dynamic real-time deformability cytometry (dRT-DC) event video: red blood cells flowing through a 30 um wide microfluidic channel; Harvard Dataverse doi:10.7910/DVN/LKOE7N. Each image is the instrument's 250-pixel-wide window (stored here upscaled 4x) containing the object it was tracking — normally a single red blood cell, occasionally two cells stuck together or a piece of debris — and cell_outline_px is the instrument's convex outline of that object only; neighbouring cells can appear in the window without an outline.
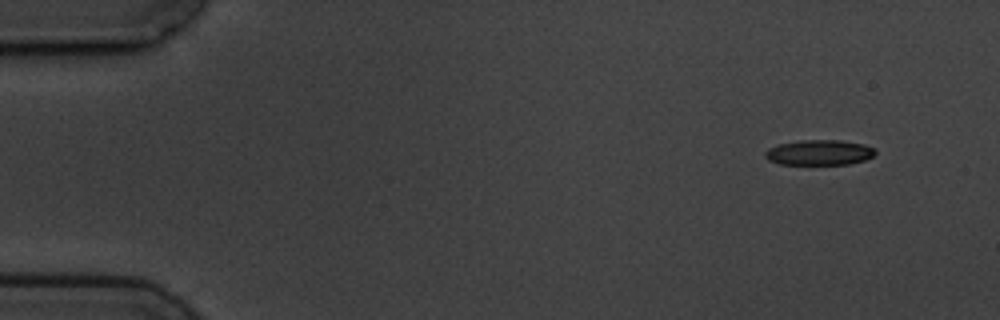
{"species": "common noctule bat (a hibernating species)", "species_latin": "Nyctalus noctula", "temperature_condition": "cold", "stored_images_in_passage": 9, "camera_frame_rate_fps": 3000, "um_per_image_px": 0.085, "animal": {"sex": "male", "body_mass_g": 19.5, "forearm_length_mm": 54.6}, "frame": {"image": 1, "passage_image": 1, "time_ms": 0.0, "image_size_px": [1000, 320], "cell_outline_px": [[876, 152], [872, 156], [864, 160], [848, 164], [780, 164], [768, 160], [764, 156], [764, 152], [768, 148], [780, 144], [800, 140], [840, 140], [864, 144], [872, 148]], "centroid_in_image_um": [69.6, 12.96], "position_along_channel_um": 15.4, "area_um2": 16.13}}
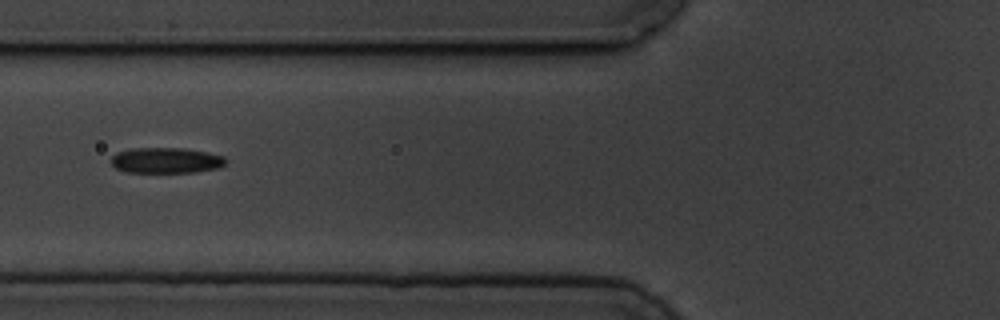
{"frame": {"image": 2, "passage_image": 6, "time_ms": 5.667, "image_size_px": [1000, 320], "cell_outline_px": [[228, 160], [224, 164], [216, 168], [196, 172], [124, 172], [116, 168], [112, 164], [112, 156], [116, 152], [132, 148], [184, 148], [208, 152], [224, 156]], "centroid_in_image_um": [14.12, 13.62], "position_along_channel_um": 111.7, "area_um2": 17.17}}
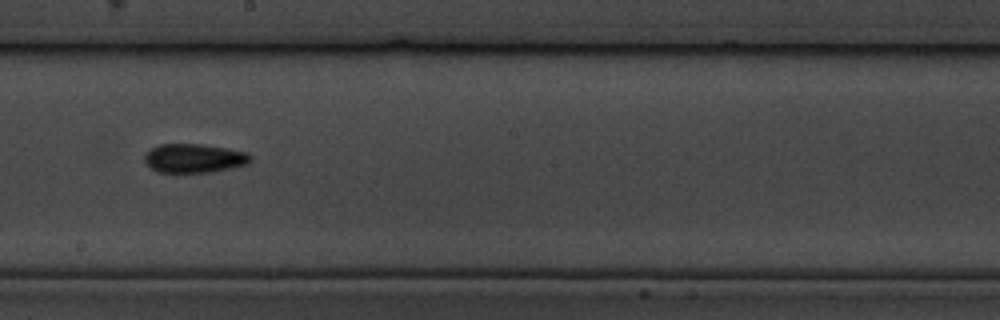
{"frame": {"image": 3, "passage_image": 9, "time_ms": 9.0, "image_size_px": [1000, 320], "cell_outline_px": [[252, 160], [248, 164], [208, 172], [156, 172], [144, 160], [144, 152], [160, 144], [204, 144], [228, 148], [248, 152], [252, 156]], "centroid_in_image_um": [16.51, 13.43], "position_along_channel_um": 231.7, "area_um2": 17.92}}